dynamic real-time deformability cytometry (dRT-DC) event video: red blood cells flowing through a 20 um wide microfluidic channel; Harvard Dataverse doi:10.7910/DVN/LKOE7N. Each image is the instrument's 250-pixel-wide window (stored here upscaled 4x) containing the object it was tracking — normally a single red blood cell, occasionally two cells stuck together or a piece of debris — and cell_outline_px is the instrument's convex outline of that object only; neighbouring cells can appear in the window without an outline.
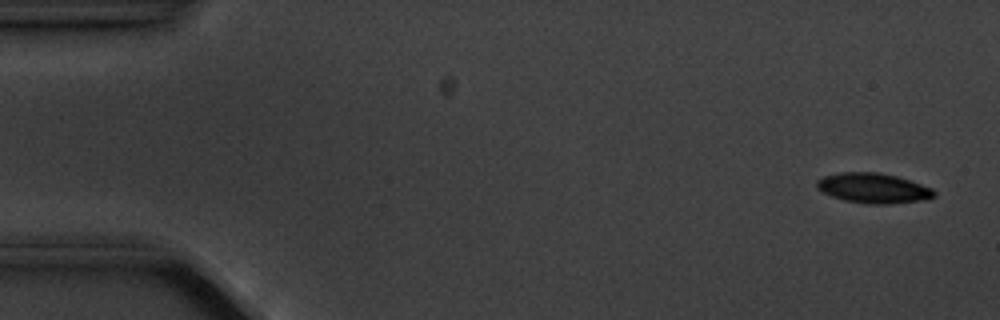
{"species": "common noctule bat (a hibernating species)", "species_latin": "Nyctalus noctula", "temperature_condition": "cold", "stored_images_in_passage": 5, "camera_frame_rate_fps": 3000, "um_per_image_px": 0.085, "animal": {"sex": "male", "body_mass_g": 20.1, "forearm_length_mm": 53.5}, "frame": {"image": 1, "passage_image": 5, "time_ms": 4.667, "image_size_px": [1000, 320], "cell_outline_px": [[936, 196], [924, 200], [892, 204], [868, 204], [844, 200], [832, 196], [816, 188], [816, 180], [824, 176], [840, 172], [876, 172], [896, 176], [932, 188], [936, 192]], "centroid_in_image_um": [74.23, 16.0], "position_along_channel_um": 10.8, "area_um2": 20.52}}